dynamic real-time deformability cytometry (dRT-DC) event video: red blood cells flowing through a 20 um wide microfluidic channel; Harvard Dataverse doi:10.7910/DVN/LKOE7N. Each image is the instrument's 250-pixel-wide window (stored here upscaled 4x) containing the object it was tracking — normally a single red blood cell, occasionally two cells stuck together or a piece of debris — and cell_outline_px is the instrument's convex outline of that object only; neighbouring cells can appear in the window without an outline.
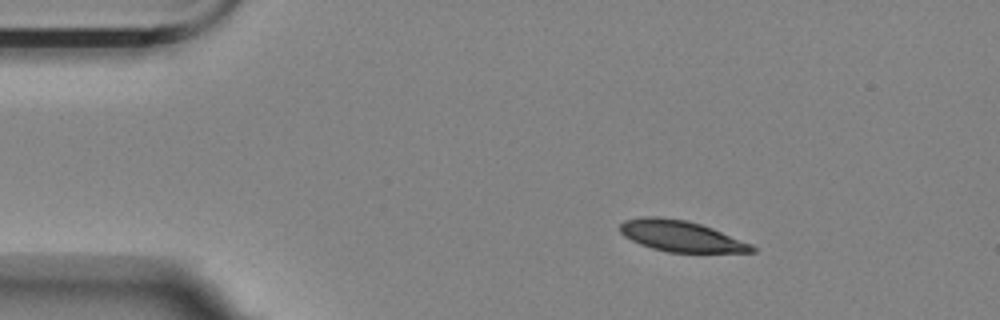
{"species": "Egyptian fruit bat (a non-hibernating species)", "species_latin": "Rousettus aegyptiacus", "temperature_condition": "room temperature", "stored_images_in_passage": 3, "camera_frame_rate_fps": 3000, "um_per_image_px": 0.085, "animal": {"sex": "female"}, "frame": {"image": 1, "passage_image": 1, "time_ms": 0.0, "image_size_px": [1000, 320], "cell_outline_px": [[756, 252], [668, 252], [652, 248], [640, 244], [624, 236], [620, 232], [620, 224], [624, 220], [644, 216], [656, 216], [688, 220], [712, 228], [752, 244], [756, 248]], "centroid_in_image_um": [57.87, 20.06], "position_along_channel_um": 27.1, "area_um2": 23.76}}